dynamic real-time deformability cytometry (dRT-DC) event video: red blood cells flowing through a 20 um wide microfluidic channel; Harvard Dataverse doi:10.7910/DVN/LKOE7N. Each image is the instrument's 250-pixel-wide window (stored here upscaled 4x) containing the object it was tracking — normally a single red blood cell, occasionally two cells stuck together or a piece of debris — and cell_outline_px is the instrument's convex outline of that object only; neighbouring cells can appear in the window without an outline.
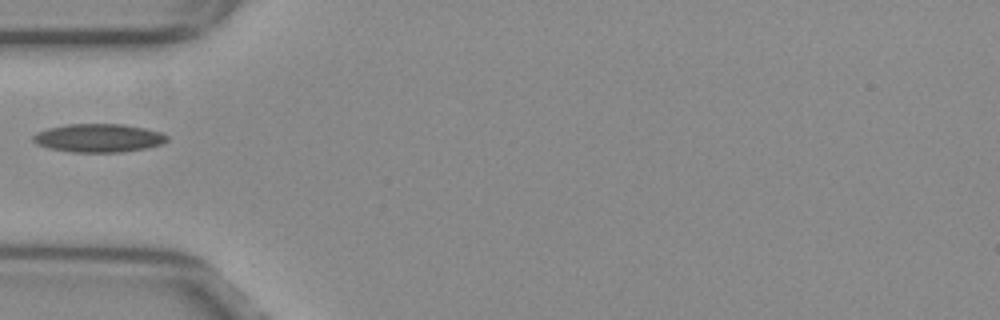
{"species": "common noctule bat (a hibernating species)", "species_latin": "Nyctalus noctula", "temperature_condition": "warm", "stored_images_in_passage": 15, "camera_frame_rate_fps": 3000, "um_per_image_px": 0.085, "animal": {"sex": "female", "body_mass_g": 29.2, "forearm_length_mm": 56.3}, "frame": {"image": 1, "passage_image": 1, "time_ms": 0.0, "image_size_px": [1000, 320], "cell_outline_px": [[168, 140], [160, 144], [148, 148], [120, 152], [72, 152], [48, 148], [36, 144], [32, 140], [32, 136], [36, 132], [48, 128], [68, 124], [124, 124], [144, 128], [160, 132], [168, 136]], "centroid_in_image_um": [8.35, 11.73], "position_along_channel_um": 76.6, "area_um2": 22.2}}
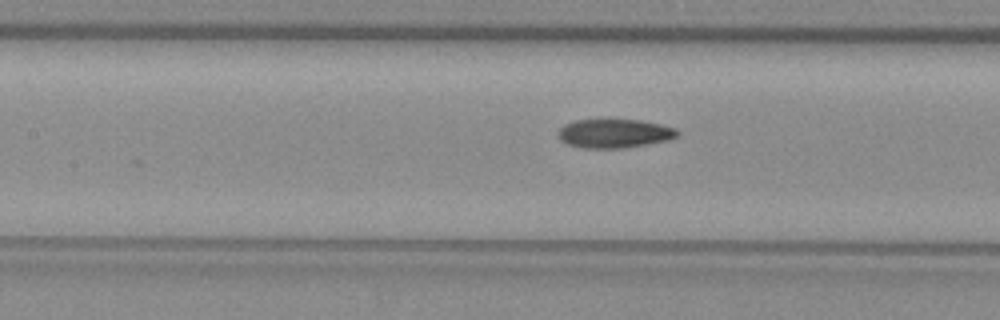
{"frame": {"image": 2, "passage_image": 7, "time_ms": 2.0, "image_size_px": [1000, 320], "cell_outline_px": [[680, 132], [676, 136], [668, 140], [648, 144], [624, 148], [584, 148], [568, 144], [560, 140], [560, 128], [564, 124], [576, 120], [600, 116], [640, 120], [660, 124], [676, 128]], "centroid_in_image_um": [52.21, 11.29], "position_along_channel_um": 155.2, "area_um2": 20.81}}
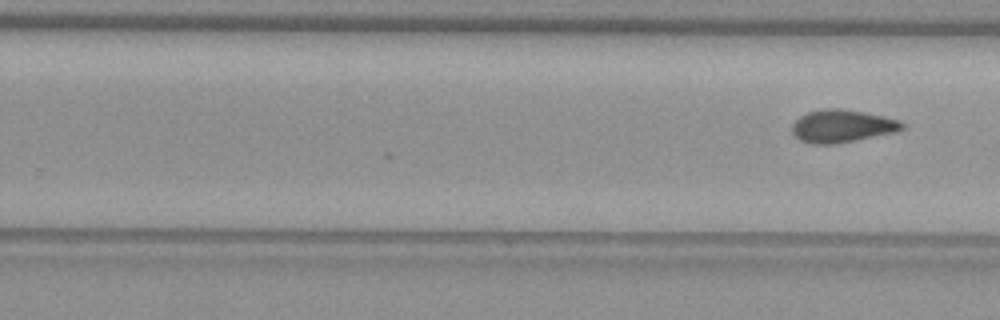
{"frame": {"image": 3, "passage_image": 15, "time_ms": 4.667, "image_size_px": [1000, 320], "cell_outline_px": [[904, 128], [896, 132], [856, 140], [832, 144], [812, 144], [800, 140], [792, 132], [792, 124], [800, 116], [808, 112], [824, 108], [840, 108], [884, 116], [900, 120], [904, 124]], "centroid_in_image_um": [71.58, 10.71], "position_along_channel_um": 258.2, "area_um2": 20.92}}